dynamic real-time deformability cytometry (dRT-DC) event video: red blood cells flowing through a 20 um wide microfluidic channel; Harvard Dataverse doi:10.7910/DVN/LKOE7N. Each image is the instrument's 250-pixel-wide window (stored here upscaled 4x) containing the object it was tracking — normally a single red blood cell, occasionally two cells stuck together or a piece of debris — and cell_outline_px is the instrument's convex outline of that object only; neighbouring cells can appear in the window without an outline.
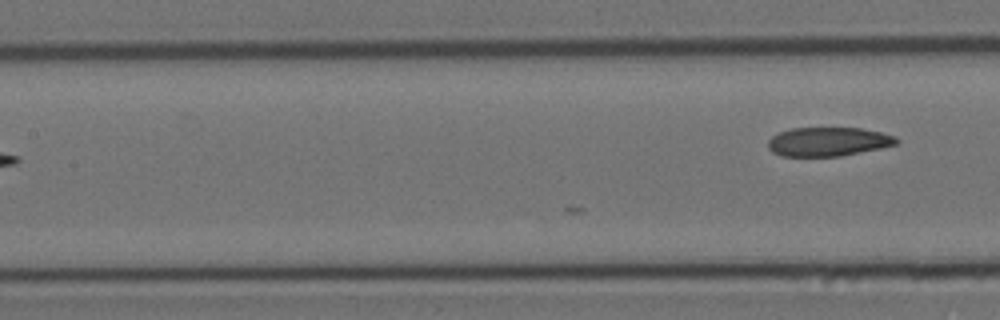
{"species": "Egyptian fruit bat (a non-hibernating species)", "species_latin": "Rousettus aegyptiacus", "temperature_condition": "cold", "stored_images_in_passage": 10, "camera_frame_rate_fps": 3000, "um_per_image_px": 0.085, "animal": {"sex": "female"}, "frame": {"image": 1, "passage_image": 10, "time_ms": 3.0, "image_size_px": [1000, 320], "cell_outline_px": [[900, 140], [896, 144], [880, 148], [840, 156], [780, 156], [772, 152], [768, 148], [768, 140], [772, 136], [780, 132], [792, 128], [860, 128], [880, 132], [896, 136]], "centroid_in_image_um": [70.38, 12.04], "position_along_channel_um": 137.0, "area_um2": 21.62}}